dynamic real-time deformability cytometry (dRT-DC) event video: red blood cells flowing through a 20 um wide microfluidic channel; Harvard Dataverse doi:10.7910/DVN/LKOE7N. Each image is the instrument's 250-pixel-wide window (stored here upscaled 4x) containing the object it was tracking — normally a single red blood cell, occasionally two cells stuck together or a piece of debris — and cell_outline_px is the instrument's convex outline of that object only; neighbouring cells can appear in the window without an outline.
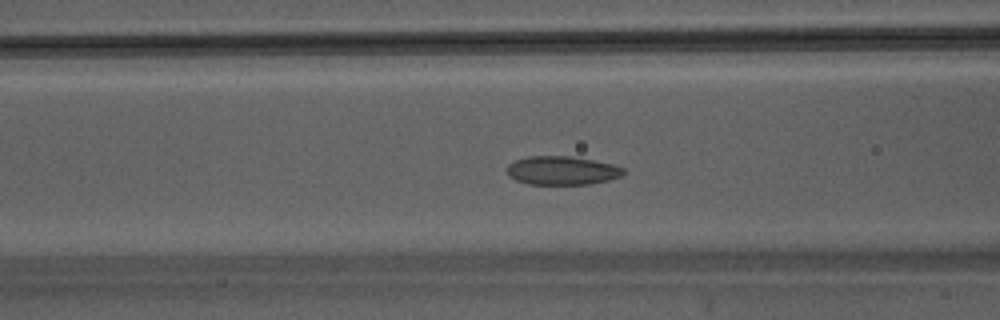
{"species": "Egyptian fruit bat (a non-hibernating species)", "species_latin": "Rousettus aegyptiacus", "temperature_condition": "warm", "stored_images_in_passage": 42, "camera_frame_rate_fps": 3000, "um_per_image_px": 0.085, "animal": {"sex": "male"}, "frame": {"image": 1, "passage_image": 16, "time_ms": 5.0, "image_size_px": [1000, 320], "cell_outline_px": [[624, 172], [620, 176], [608, 180], [588, 184], [528, 184], [516, 180], [508, 176], [504, 168], [508, 164], [516, 160], [528, 156], [572, 156], [612, 164], [624, 168]], "centroid_in_image_um": [47.71, 14.49], "position_along_channel_um": 118.9, "area_um2": 19.48}}
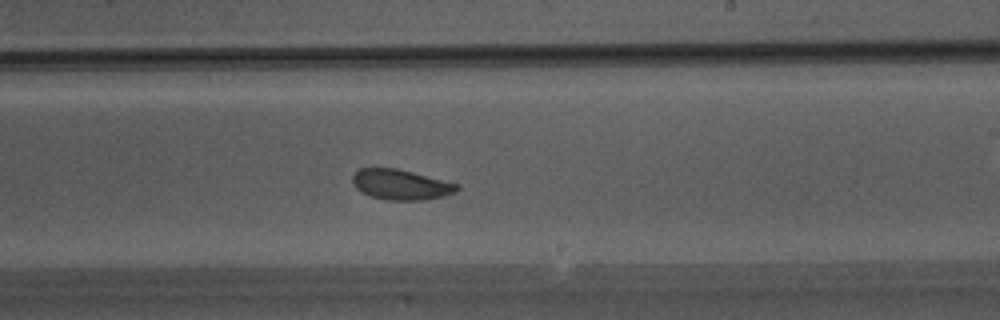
{"frame": {"image": 2, "passage_image": 25, "time_ms": 8.0, "image_size_px": [1000, 320], "cell_outline_px": [[460, 188], [456, 192], [444, 196], [424, 200], [384, 200], [360, 192], [352, 184], [352, 176], [360, 168], [396, 168], [460, 184]], "centroid_in_image_um": [34.07, 15.7], "position_along_channel_um": 254.9, "area_um2": 18.55}}
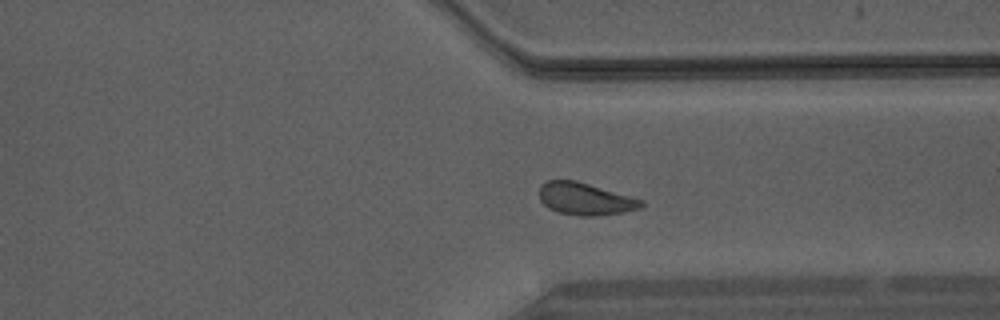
{"frame": {"image": 3, "passage_image": 32, "time_ms": 10.333, "image_size_px": [1000, 320], "cell_outline_px": [[644, 204], [640, 208], [624, 212], [592, 216], [576, 216], [556, 212], [548, 208], [540, 200], [540, 188], [548, 180], [576, 180], [644, 200]], "centroid_in_image_um": [49.75, 16.92], "position_along_channel_um": 361.7, "area_um2": 19.13}}